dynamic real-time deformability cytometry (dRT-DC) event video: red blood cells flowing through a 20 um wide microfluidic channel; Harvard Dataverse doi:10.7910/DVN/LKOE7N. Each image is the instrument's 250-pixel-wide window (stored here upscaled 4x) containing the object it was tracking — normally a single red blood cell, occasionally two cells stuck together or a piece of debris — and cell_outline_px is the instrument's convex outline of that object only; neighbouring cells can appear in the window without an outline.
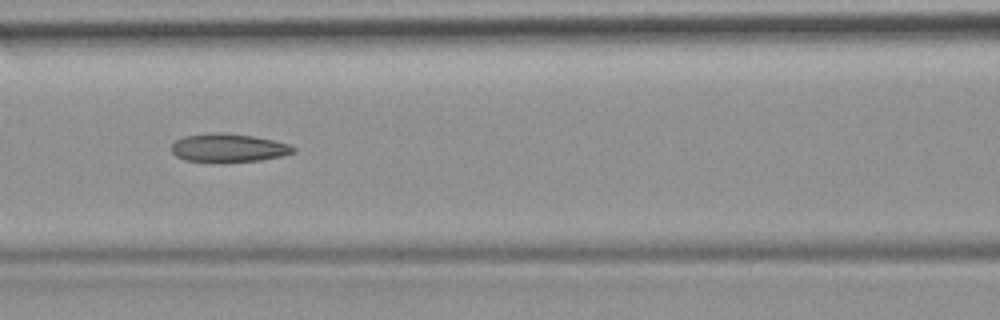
{"species": "common noctule bat (a hibernating species)", "species_latin": "Nyctalus noctula", "temperature_condition": "room temperature", "stored_images_in_passage": 52, "camera_frame_rate_fps": 3000, "um_per_image_px": 0.085, "animal": {"sex": "female", "body_mass_g": 19.9}, "frame": {"image": 1, "passage_image": 23, "time_ms": 7.333, "image_size_px": [1000, 320], "cell_outline_px": [[296, 152], [280, 156], [260, 160], [220, 164], [212, 164], [184, 160], [176, 156], [172, 152], [172, 144], [176, 140], [184, 136], [208, 132], [220, 132], [252, 136], [292, 144], [296, 148]], "centroid_in_image_um": [19.39, 12.6], "position_along_channel_um": 147.2, "area_um2": 20.87}, "authors_computed_cell_mechanics": {"area_um2": 20.8947, "velocity_mm_per_s": 3.8782, "shape_relaxation_time_tau1_ms": null, "shape_relaxation_time_tau2_ms": 3.2688, "deformation_change_tau1": null, "deformation_change_tau2": 0.0965}}